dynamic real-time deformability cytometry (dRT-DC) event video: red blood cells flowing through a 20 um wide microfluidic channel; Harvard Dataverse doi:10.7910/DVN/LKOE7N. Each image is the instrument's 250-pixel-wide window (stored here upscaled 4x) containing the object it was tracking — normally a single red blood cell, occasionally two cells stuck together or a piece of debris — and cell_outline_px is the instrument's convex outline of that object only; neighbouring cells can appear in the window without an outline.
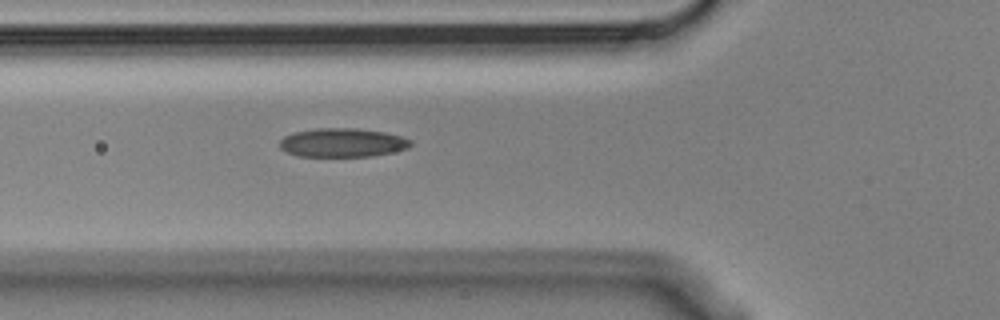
{"species": "Egyptian fruit bat (a non-hibernating species)", "species_latin": "Rousettus aegyptiacus", "temperature_condition": "cold", "stored_images_in_passage": 5, "camera_frame_rate_fps": 3000, "um_per_image_px": 0.085, "animal": {"sex": "male"}, "frame": {"image": 1, "passage_image": 5, "time_ms": 1.333, "image_size_px": [1000, 320], "cell_outline_px": [[412, 144], [408, 148], [392, 152], [368, 156], [296, 156], [280, 148], [280, 140], [284, 136], [296, 132], [316, 128], [356, 128], [384, 132], [400, 136], [412, 140]], "centroid_in_image_um": [29.11, 12.12], "position_along_channel_um": 96.7, "area_um2": 21.85}}